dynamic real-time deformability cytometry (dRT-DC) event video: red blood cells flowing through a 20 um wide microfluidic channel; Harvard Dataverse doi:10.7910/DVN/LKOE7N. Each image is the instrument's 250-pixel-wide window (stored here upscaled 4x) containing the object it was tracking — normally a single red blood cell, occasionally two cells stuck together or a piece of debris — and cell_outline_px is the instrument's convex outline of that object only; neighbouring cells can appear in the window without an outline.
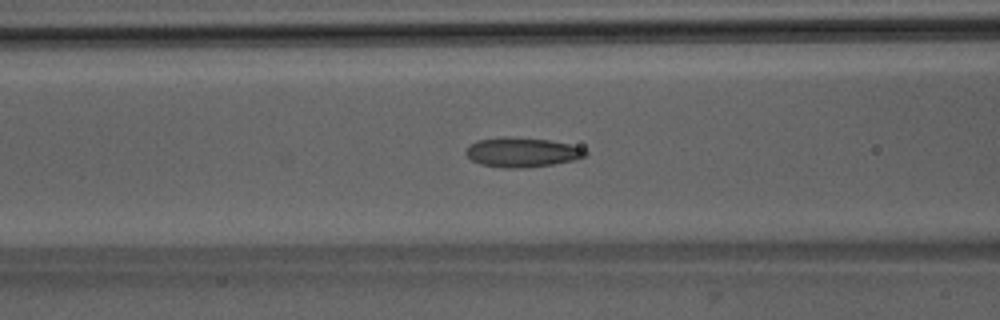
{"species": "Egyptian fruit bat (a non-hibernating species)", "species_latin": "Rousettus aegyptiacus", "temperature_condition": "room temperature", "stored_images_in_passage": 46, "camera_frame_rate_fps": 3000, "um_per_image_px": 0.085, "animal": {"sex": "male"}, "frame": {"image": 1, "passage_image": 16, "time_ms": 5.0, "image_size_px": [1000, 320], "cell_outline_px": [[588, 152], [584, 156], [572, 160], [552, 164], [524, 168], [500, 168], [480, 164], [472, 160], [464, 152], [476, 140], [504, 136], [508, 136], [548, 140], [568, 144], [584, 148]], "centroid_in_image_um": [44.34, 12.94], "position_along_channel_um": 122.3, "area_um2": 20.52}}
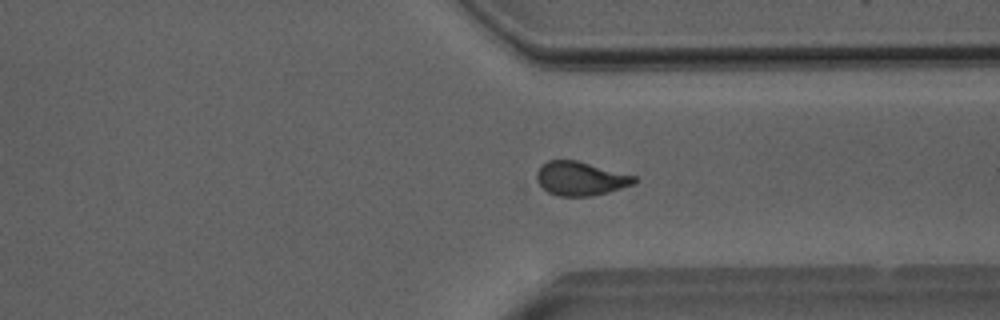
{"frame": {"image": 2, "passage_image": 34, "time_ms": 11.0, "image_size_px": [1000, 320], "cell_outline_px": [[636, 180], [632, 184], [608, 192], [592, 196], [560, 196], [548, 192], [536, 180], [536, 172], [540, 164], [548, 160], [576, 160], [636, 176]], "centroid_in_image_um": [49.29, 15.17], "position_along_channel_um": 362.1, "area_um2": 19.13}}
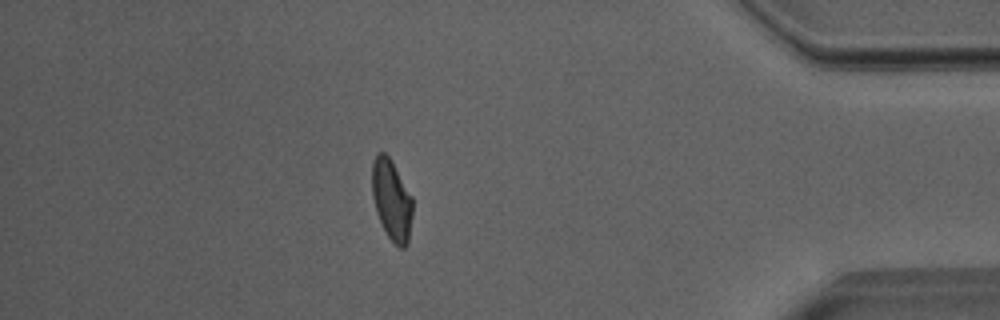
{"frame": {"image": 3, "passage_image": 40, "time_ms": 13.0, "image_size_px": [1000, 320], "cell_outline_px": [[412, 216], [408, 244], [404, 248], [400, 248], [388, 236], [376, 212], [372, 196], [372, 164], [376, 152], [384, 152], [392, 160], [412, 196]], "centroid_in_image_um": [33.29, 16.96], "position_along_channel_um": 401.9, "area_um2": 19.13}, "authors_computed_cell_mechanics": {"area_um2": 19.6231, "velocity_mm_per_s": 3.9974, "shape_relaxation_time_tau1_ms": null, "shape_relaxation_time_tau2_ms": 1.3597, "deformation_change_tau1": null, "deformation_change_tau2": 0.0747}}